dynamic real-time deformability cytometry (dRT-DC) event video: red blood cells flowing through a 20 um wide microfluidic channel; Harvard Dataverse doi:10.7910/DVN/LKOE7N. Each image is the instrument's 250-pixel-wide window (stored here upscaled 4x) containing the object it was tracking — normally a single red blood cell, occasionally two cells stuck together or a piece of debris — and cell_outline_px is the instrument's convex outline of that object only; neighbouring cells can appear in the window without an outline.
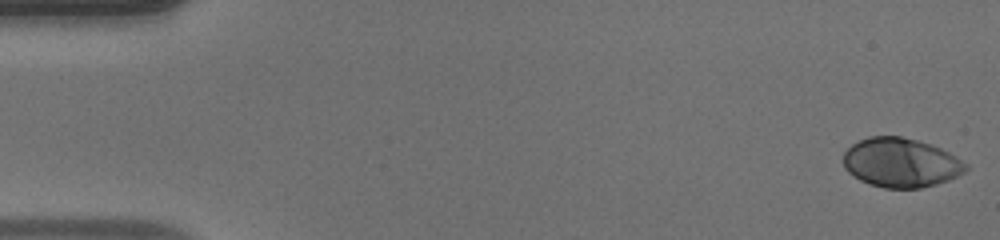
{"species": "human", "species_latin": "Homo sapiens", "temperature_condition": "warm", "stored_images_in_passage": 50, "camera_frame_rate_fps": 3000, "um_per_image_px": 0.085, "donor": {"sex": "male"}, "frame": {"image": 1, "passage_image": 1, "time_ms": 0.0, "image_size_px": [1000, 240], "cell_outline_px": [[968, 168], [964, 172], [948, 180], [936, 184], [920, 188], [884, 188], [868, 184], [860, 180], [848, 172], [844, 168], [844, 152], [852, 144], [868, 136], [900, 136], [916, 140], [940, 148], [956, 156], [968, 164]], "centroid_in_image_um": [76.56, 13.83], "position_along_channel_um": 8.4, "area_um2": 35.08}}
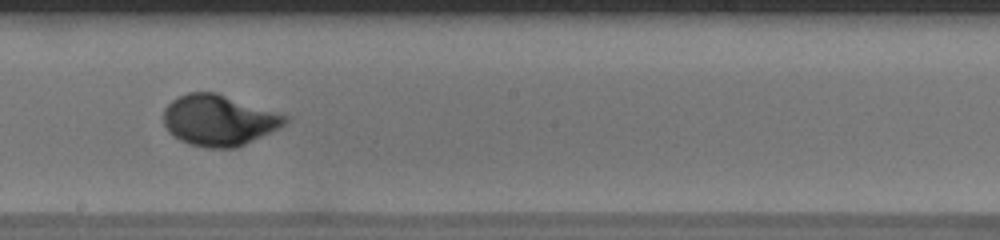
{"frame": {"image": 2, "passage_image": 28, "time_ms": 9.0, "image_size_px": [1000, 240], "cell_outline_px": [[288, 120], [280, 128], [236, 148], [204, 148], [188, 144], [172, 136], [168, 132], [164, 124], [164, 108], [172, 100], [188, 92], [216, 92], [288, 116]], "centroid_in_image_um": [18.57, 10.24], "position_along_channel_um": 229.6, "area_um2": 36.07}}
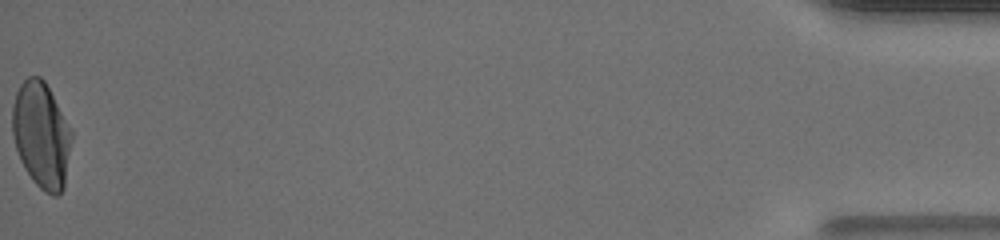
{"frame": {"image": 3, "passage_image": 50, "time_ms": 16.333, "image_size_px": [1000, 240], "cell_outline_px": [[72, 136], [64, 188], [56, 196], [52, 196], [44, 192], [32, 180], [24, 168], [20, 160], [16, 148], [12, 132], [12, 104], [16, 92], [20, 84], [28, 76], [40, 76], [44, 80], [72, 132]], "centroid_in_image_um": [3.49, 11.49], "position_along_channel_um": 431.7, "area_um2": 36.47}, "authors_computed_cell_mechanics": {"area_um2": 34.969, "velocity_mm_per_s": 4.1205, "shape_relaxation_time_tau1_ms": 3.5749, "shape_relaxation_time_tau2_ms": null, "deformation_change_tau1": 0.1964, "deformation_change_tau2": null}}